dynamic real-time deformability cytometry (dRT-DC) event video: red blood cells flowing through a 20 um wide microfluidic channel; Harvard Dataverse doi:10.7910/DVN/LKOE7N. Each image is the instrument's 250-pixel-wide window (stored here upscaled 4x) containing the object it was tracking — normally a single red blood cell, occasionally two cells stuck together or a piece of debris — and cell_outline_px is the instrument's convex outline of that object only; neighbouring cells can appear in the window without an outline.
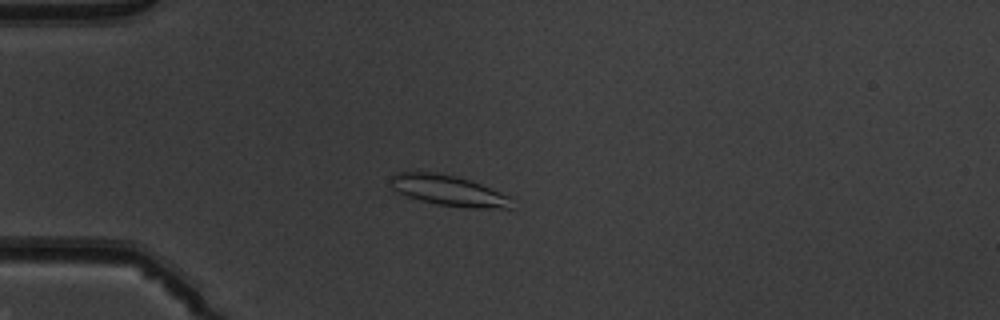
{"species": "common noctule bat (a hibernating species)", "species_latin": "Nyctalus noctula", "temperature_condition": "warm", "stored_images_in_passage": 52, "camera_frame_rate_fps": 3000, "um_per_image_px": 0.085, "animal": {"sex": "male", "body_mass_g": 19.5, "forearm_length_mm": 54.6}, "frame": {"image": 1, "passage_image": 15, "time_ms": 4.667, "image_size_px": [1000, 320], "cell_outline_px": [[512, 208], [464, 208], [436, 204], [420, 200], [408, 196], [392, 188], [388, 180], [396, 172], [432, 172], [456, 176], [480, 184], [512, 196]], "centroid_in_image_um": [38.14, 16.2], "position_along_channel_um": 46.9, "area_um2": 21.62}}
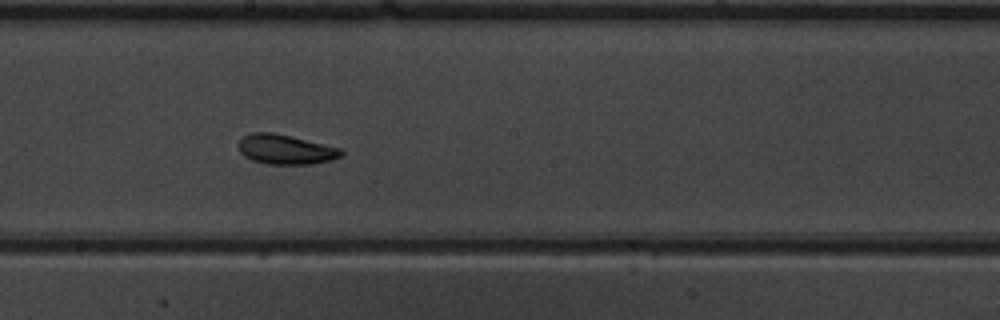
{"frame": {"image": 2, "passage_image": 30, "time_ms": 9.667, "image_size_px": [1000, 320], "cell_outline_px": [[344, 152], [340, 156], [332, 160], [312, 164], [268, 164], [252, 160], [244, 156], [240, 152], [240, 136], [252, 132], [272, 132], [340, 148]], "centroid_in_image_um": [24.25, 12.7], "position_along_channel_um": 224.0, "area_um2": 17.63}}
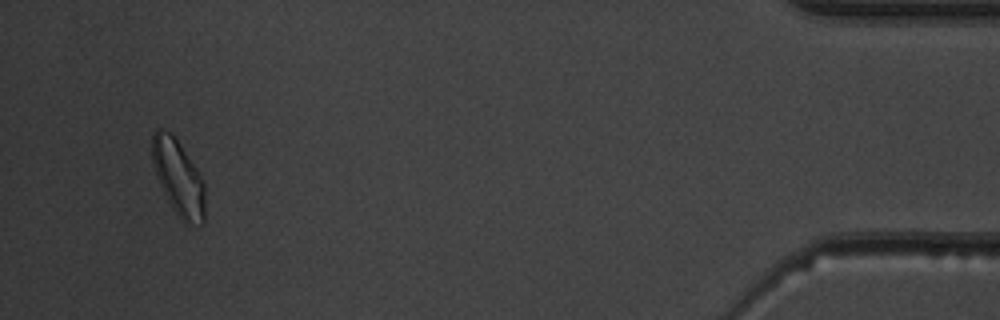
{"frame": {"image": 3, "passage_image": 50, "time_ms": 16.333, "image_size_px": [1000, 320], "cell_outline_px": [[204, 224], [184, 224], [172, 208], [156, 176], [152, 164], [152, 132], [156, 128], [160, 128], [172, 132], [196, 168], [204, 184]], "centroid_in_image_um": [15.14, 15.08], "position_along_channel_um": 420.1, "area_um2": 23.29}, "authors_computed_cell_mechanics": {"area_um2": 19.4786, "velocity_mm_per_s": 3.9843, "shape_relaxation_time_tau1_ms": 3.9292, "shape_relaxation_time_tau2_ms": 3.2971, "deformation_change_tau1": 0.1146, "deformation_change_tau2": 0.0906}}